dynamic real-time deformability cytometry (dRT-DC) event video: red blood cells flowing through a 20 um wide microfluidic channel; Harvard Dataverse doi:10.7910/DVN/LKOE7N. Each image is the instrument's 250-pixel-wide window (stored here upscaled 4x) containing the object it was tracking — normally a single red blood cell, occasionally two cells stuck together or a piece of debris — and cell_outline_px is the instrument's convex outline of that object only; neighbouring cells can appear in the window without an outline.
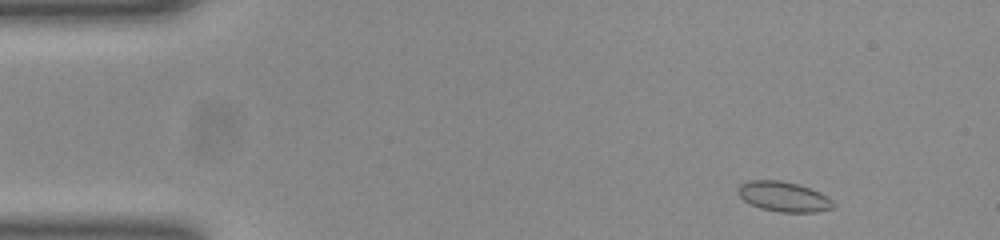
{"species": "common noctule bat (a hibernating species)", "species_latin": "Nyctalus noctula", "temperature_condition": "room temperature", "stored_images_in_passage": 48, "camera_frame_rate_fps": 3000, "um_per_image_px": 0.085, "animal": {"sex": "female", "body_mass_g": 23.0, "forearm_length_mm": 53.4}, "frame": {"image": 1, "passage_image": 2, "time_ms": 0.333, "image_size_px": [1000, 240], "cell_outline_px": [[836, 204], [832, 208], [816, 212], [780, 212], [760, 208], [744, 200], [736, 192], [740, 184], [748, 180], [780, 180], [796, 184], [820, 192], [828, 196]], "centroid_in_image_um": [66.61, 16.71], "position_along_channel_um": 18.4, "area_um2": 16.65}}
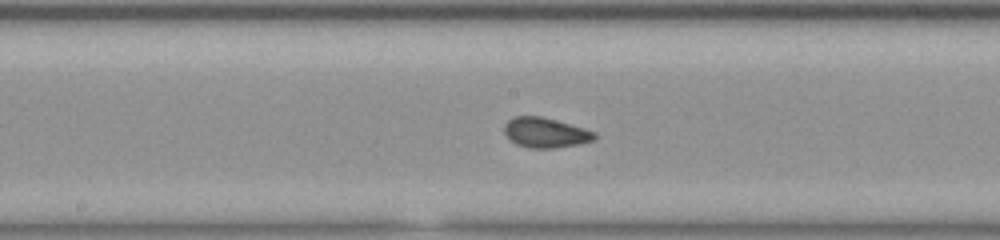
{"frame": {"image": 2, "passage_image": 23, "time_ms": 7.333, "image_size_px": [1000, 240], "cell_outline_px": [[596, 136], [592, 140], [580, 144], [556, 148], [528, 148], [516, 144], [504, 132], [504, 124], [512, 116], [540, 116], [556, 120], [596, 132]], "centroid_in_image_um": [46.34, 11.27], "position_along_channel_um": 201.9, "area_um2": 15.72}}
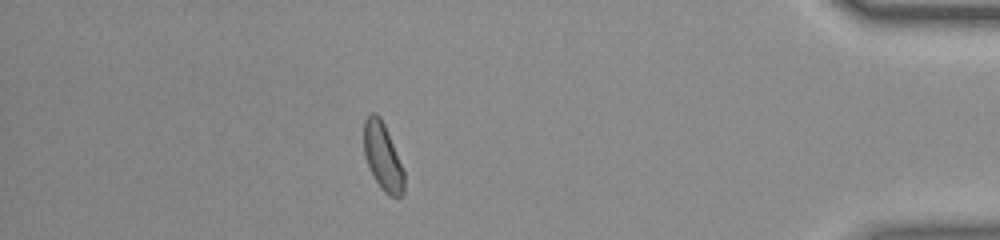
{"frame": {"image": 3, "passage_image": 42, "time_ms": 13.667, "image_size_px": [1000, 240], "cell_outline_px": [[404, 196], [392, 196], [384, 192], [376, 180], [364, 156], [364, 120], [372, 112], [376, 112], [380, 116], [384, 124], [404, 172]], "centroid_in_image_um": [32.53, 13.31], "position_along_channel_um": 402.7, "area_um2": 15.43}, "authors_computed_cell_mechanics": {"area_um2": 15.5482, "velocity_mm_per_s": 3.915, "shape_relaxation_time_tau1_ms": 7.5191, "shape_relaxation_time_tau2_ms": null, "deformation_change_tau1": 0.0908, "deformation_change_tau2": null}}